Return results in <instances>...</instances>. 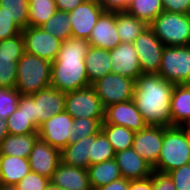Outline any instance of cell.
I'll use <instances>...</instances> for the list:
<instances>
[{
  "label": "cell",
  "instance_id": "obj_1",
  "mask_svg": "<svg viewBox=\"0 0 190 190\" xmlns=\"http://www.w3.org/2000/svg\"><path fill=\"white\" fill-rule=\"evenodd\" d=\"M174 87L159 74H141L135 80L133 101L148 126H172L170 104Z\"/></svg>",
  "mask_w": 190,
  "mask_h": 190
},
{
  "label": "cell",
  "instance_id": "obj_2",
  "mask_svg": "<svg viewBox=\"0 0 190 190\" xmlns=\"http://www.w3.org/2000/svg\"><path fill=\"white\" fill-rule=\"evenodd\" d=\"M89 46L88 40L74 37L62 42L51 65L50 86L65 93L91 86L84 61Z\"/></svg>",
  "mask_w": 190,
  "mask_h": 190
},
{
  "label": "cell",
  "instance_id": "obj_3",
  "mask_svg": "<svg viewBox=\"0 0 190 190\" xmlns=\"http://www.w3.org/2000/svg\"><path fill=\"white\" fill-rule=\"evenodd\" d=\"M50 61L24 53L17 62V81L15 88L21 95H32L50 86Z\"/></svg>",
  "mask_w": 190,
  "mask_h": 190
},
{
  "label": "cell",
  "instance_id": "obj_4",
  "mask_svg": "<svg viewBox=\"0 0 190 190\" xmlns=\"http://www.w3.org/2000/svg\"><path fill=\"white\" fill-rule=\"evenodd\" d=\"M190 163V146L178 126L163 127V144L153 170L168 173Z\"/></svg>",
  "mask_w": 190,
  "mask_h": 190
},
{
  "label": "cell",
  "instance_id": "obj_5",
  "mask_svg": "<svg viewBox=\"0 0 190 190\" xmlns=\"http://www.w3.org/2000/svg\"><path fill=\"white\" fill-rule=\"evenodd\" d=\"M149 27L164 46L190 45V14L163 11Z\"/></svg>",
  "mask_w": 190,
  "mask_h": 190
},
{
  "label": "cell",
  "instance_id": "obj_6",
  "mask_svg": "<svg viewBox=\"0 0 190 190\" xmlns=\"http://www.w3.org/2000/svg\"><path fill=\"white\" fill-rule=\"evenodd\" d=\"M158 74L175 85L190 84V45L165 46Z\"/></svg>",
  "mask_w": 190,
  "mask_h": 190
},
{
  "label": "cell",
  "instance_id": "obj_7",
  "mask_svg": "<svg viewBox=\"0 0 190 190\" xmlns=\"http://www.w3.org/2000/svg\"><path fill=\"white\" fill-rule=\"evenodd\" d=\"M65 111L73 118L104 119L105 107L95 89H84L65 93Z\"/></svg>",
  "mask_w": 190,
  "mask_h": 190
},
{
  "label": "cell",
  "instance_id": "obj_8",
  "mask_svg": "<svg viewBox=\"0 0 190 190\" xmlns=\"http://www.w3.org/2000/svg\"><path fill=\"white\" fill-rule=\"evenodd\" d=\"M103 106L125 102L133 99L135 80L110 72L91 85Z\"/></svg>",
  "mask_w": 190,
  "mask_h": 190
},
{
  "label": "cell",
  "instance_id": "obj_9",
  "mask_svg": "<svg viewBox=\"0 0 190 190\" xmlns=\"http://www.w3.org/2000/svg\"><path fill=\"white\" fill-rule=\"evenodd\" d=\"M73 118L63 111L52 115L38 129L39 138L60 151L68 144L79 141V136L71 131Z\"/></svg>",
  "mask_w": 190,
  "mask_h": 190
},
{
  "label": "cell",
  "instance_id": "obj_10",
  "mask_svg": "<svg viewBox=\"0 0 190 190\" xmlns=\"http://www.w3.org/2000/svg\"><path fill=\"white\" fill-rule=\"evenodd\" d=\"M25 53L22 33L0 41V86L15 88L17 62Z\"/></svg>",
  "mask_w": 190,
  "mask_h": 190
},
{
  "label": "cell",
  "instance_id": "obj_11",
  "mask_svg": "<svg viewBox=\"0 0 190 190\" xmlns=\"http://www.w3.org/2000/svg\"><path fill=\"white\" fill-rule=\"evenodd\" d=\"M133 44L138 54L142 74H158L165 46L153 30L150 27L146 28L134 40Z\"/></svg>",
  "mask_w": 190,
  "mask_h": 190
},
{
  "label": "cell",
  "instance_id": "obj_12",
  "mask_svg": "<svg viewBox=\"0 0 190 190\" xmlns=\"http://www.w3.org/2000/svg\"><path fill=\"white\" fill-rule=\"evenodd\" d=\"M25 52L54 62L61 48L62 40L45 32L41 27L27 26L22 29Z\"/></svg>",
  "mask_w": 190,
  "mask_h": 190
},
{
  "label": "cell",
  "instance_id": "obj_13",
  "mask_svg": "<svg viewBox=\"0 0 190 190\" xmlns=\"http://www.w3.org/2000/svg\"><path fill=\"white\" fill-rule=\"evenodd\" d=\"M104 11L98 2L85 0L74 10L68 12L72 37L88 40L91 31Z\"/></svg>",
  "mask_w": 190,
  "mask_h": 190
},
{
  "label": "cell",
  "instance_id": "obj_14",
  "mask_svg": "<svg viewBox=\"0 0 190 190\" xmlns=\"http://www.w3.org/2000/svg\"><path fill=\"white\" fill-rule=\"evenodd\" d=\"M32 95L35 125L38 129L52 115L65 111V92L48 86Z\"/></svg>",
  "mask_w": 190,
  "mask_h": 190
},
{
  "label": "cell",
  "instance_id": "obj_15",
  "mask_svg": "<svg viewBox=\"0 0 190 190\" xmlns=\"http://www.w3.org/2000/svg\"><path fill=\"white\" fill-rule=\"evenodd\" d=\"M102 124L124 126L134 132L143 130L148 126L133 99L107 106Z\"/></svg>",
  "mask_w": 190,
  "mask_h": 190
},
{
  "label": "cell",
  "instance_id": "obj_16",
  "mask_svg": "<svg viewBox=\"0 0 190 190\" xmlns=\"http://www.w3.org/2000/svg\"><path fill=\"white\" fill-rule=\"evenodd\" d=\"M162 144L163 127L147 126L135 133L132 149L154 167L158 161Z\"/></svg>",
  "mask_w": 190,
  "mask_h": 190
},
{
  "label": "cell",
  "instance_id": "obj_17",
  "mask_svg": "<svg viewBox=\"0 0 190 190\" xmlns=\"http://www.w3.org/2000/svg\"><path fill=\"white\" fill-rule=\"evenodd\" d=\"M28 159L31 171L51 179L61 162L60 150L38 138Z\"/></svg>",
  "mask_w": 190,
  "mask_h": 190
},
{
  "label": "cell",
  "instance_id": "obj_18",
  "mask_svg": "<svg viewBox=\"0 0 190 190\" xmlns=\"http://www.w3.org/2000/svg\"><path fill=\"white\" fill-rule=\"evenodd\" d=\"M112 72L136 80L141 74L139 58L133 43L118 44L109 51Z\"/></svg>",
  "mask_w": 190,
  "mask_h": 190
},
{
  "label": "cell",
  "instance_id": "obj_19",
  "mask_svg": "<svg viewBox=\"0 0 190 190\" xmlns=\"http://www.w3.org/2000/svg\"><path fill=\"white\" fill-rule=\"evenodd\" d=\"M89 45L112 50L121 43V39L116 27V12L104 11L88 39Z\"/></svg>",
  "mask_w": 190,
  "mask_h": 190
},
{
  "label": "cell",
  "instance_id": "obj_20",
  "mask_svg": "<svg viewBox=\"0 0 190 190\" xmlns=\"http://www.w3.org/2000/svg\"><path fill=\"white\" fill-rule=\"evenodd\" d=\"M114 159L125 179H144L152 175L153 167L132 148L115 153Z\"/></svg>",
  "mask_w": 190,
  "mask_h": 190
},
{
  "label": "cell",
  "instance_id": "obj_21",
  "mask_svg": "<svg viewBox=\"0 0 190 190\" xmlns=\"http://www.w3.org/2000/svg\"><path fill=\"white\" fill-rule=\"evenodd\" d=\"M50 181L63 190H92L87 169L60 162Z\"/></svg>",
  "mask_w": 190,
  "mask_h": 190
},
{
  "label": "cell",
  "instance_id": "obj_22",
  "mask_svg": "<svg viewBox=\"0 0 190 190\" xmlns=\"http://www.w3.org/2000/svg\"><path fill=\"white\" fill-rule=\"evenodd\" d=\"M84 61L90 85L112 72L109 50L89 46Z\"/></svg>",
  "mask_w": 190,
  "mask_h": 190
},
{
  "label": "cell",
  "instance_id": "obj_23",
  "mask_svg": "<svg viewBox=\"0 0 190 190\" xmlns=\"http://www.w3.org/2000/svg\"><path fill=\"white\" fill-rule=\"evenodd\" d=\"M30 171L28 158L0 155V179L2 184L16 185Z\"/></svg>",
  "mask_w": 190,
  "mask_h": 190
},
{
  "label": "cell",
  "instance_id": "obj_24",
  "mask_svg": "<svg viewBox=\"0 0 190 190\" xmlns=\"http://www.w3.org/2000/svg\"><path fill=\"white\" fill-rule=\"evenodd\" d=\"M91 155V135L68 144L60 151L61 162L68 166L87 169Z\"/></svg>",
  "mask_w": 190,
  "mask_h": 190
},
{
  "label": "cell",
  "instance_id": "obj_25",
  "mask_svg": "<svg viewBox=\"0 0 190 190\" xmlns=\"http://www.w3.org/2000/svg\"><path fill=\"white\" fill-rule=\"evenodd\" d=\"M170 106L172 126L190 122V84L175 85Z\"/></svg>",
  "mask_w": 190,
  "mask_h": 190
},
{
  "label": "cell",
  "instance_id": "obj_26",
  "mask_svg": "<svg viewBox=\"0 0 190 190\" xmlns=\"http://www.w3.org/2000/svg\"><path fill=\"white\" fill-rule=\"evenodd\" d=\"M38 138V133H30L26 135L8 134L0 144V155L29 158L30 152Z\"/></svg>",
  "mask_w": 190,
  "mask_h": 190
},
{
  "label": "cell",
  "instance_id": "obj_27",
  "mask_svg": "<svg viewBox=\"0 0 190 190\" xmlns=\"http://www.w3.org/2000/svg\"><path fill=\"white\" fill-rule=\"evenodd\" d=\"M87 171L92 190L122 178L120 167L115 159L90 165Z\"/></svg>",
  "mask_w": 190,
  "mask_h": 190
},
{
  "label": "cell",
  "instance_id": "obj_28",
  "mask_svg": "<svg viewBox=\"0 0 190 190\" xmlns=\"http://www.w3.org/2000/svg\"><path fill=\"white\" fill-rule=\"evenodd\" d=\"M116 27L121 42L133 43L149 25L126 11L116 12Z\"/></svg>",
  "mask_w": 190,
  "mask_h": 190
},
{
  "label": "cell",
  "instance_id": "obj_29",
  "mask_svg": "<svg viewBox=\"0 0 190 190\" xmlns=\"http://www.w3.org/2000/svg\"><path fill=\"white\" fill-rule=\"evenodd\" d=\"M162 0H131L126 12L150 25L163 12Z\"/></svg>",
  "mask_w": 190,
  "mask_h": 190
},
{
  "label": "cell",
  "instance_id": "obj_30",
  "mask_svg": "<svg viewBox=\"0 0 190 190\" xmlns=\"http://www.w3.org/2000/svg\"><path fill=\"white\" fill-rule=\"evenodd\" d=\"M102 131L112 144L115 153L132 148L136 132L114 124H102Z\"/></svg>",
  "mask_w": 190,
  "mask_h": 190
},
{
  "label": "cell",
  "instance_id": "obj_31",
  "mask_svg": "<svg viewBox=\"0 0 190 190\" xmlns=\"http://www.w3.org/2000/svg\"><path fill=\"white\" fill-rule=\"evenodd\" d=\"M28 26L40 27L57 11L55 0H28Z\"/></svg>",
  "mask_w": 190,
  "mask_h": 190
},
{
  "label": "cell",
  "instance_id": "obj_32",
  "mask_svg": "<svg viewBox=\"0 0 190 190\" xmlns=\"http://www.w3.org/2000/svg\"><path fill=\"white\" fill-rule=\"evenodd\" d=\"M115 158V151L105 133L101 130L96 135H91V155L89 166L99 164Z\"/></svg>",
  "mask_w": 190,
  "mask_h": 190
},
{
  "label": "cell",
  "instance_id": "obj_33",
  "mask_svg": "<svg viewBox=\"0 0 190 190\" xmlns=\"http://www.w3.org/2000/svg\"><path fill=\"white\" fill-rule=\"evenodd\" d=\"M45 32L55 38L66 41L72 37L68 12L57 10L56 13L40 26Z\"/></svg>",
  "mask_w": 190,
  "mask_h": 190
},
{
  "label": "cell",
  "instance_id": "obj_34",
  "mask_svg": "<svg viewBox=\"0 0 190 190\" xmlns=\"http://www.w3.org/2000/svg\"><path fill=\"white\" fill-rule=\"evenodd\" d=\"M0 7L21 29L28 26V0H0Z\"/></svg>",
  "mask_w": 190,
  "mask_h": 190
},
{
  "label": "cell",
  "instance_id": "obj_35",
  "mask_svg": "<svg viewBox=\"0 0 190 190\" xmlns=\"http://www.w3.org/2000/svg\"><path fill=\"white\" fill-rule=\"evenodd\" d=\"M7 126L11 135L38 133L37 126L28 118L23 109H17L7 118Z\"/></svg>",
  "mask_w": 190,
  "mask_h": 190
},
{
  "label": "cell",
  "instance_id": "obj_36",
  "mask_svg": "<svg viewBox=\"0 0 190 190\" xmlns=\"http://www.w3.org/2000/svg\"><path fill=\"white\" fill-rule=\"evenodd\" d=\"M20 95L16 88L0 86V119L7 120L17 109Z\"/></svg>",
  "mask_w": 190,
  "mask_h": 190
},
{
  "label": "cell",
  "instance_id": "obj_37",
  "mask_svg": "<svg viewBox=\"0 0 190 190\" xmlns=\"http://www.w3.org/2000/svg\"><path fill=\"white\" fill-rule=\"evenodd\" d=\"M104 119L75 118L71 131L79 136V140L90 135H96L102 130Z\"/></svg>",
  "mask_w": 190,
  "mask_h": 190
},
{
  "label": "cell",
  "instance_id": "obj_38",
  "mask_svg": "<svg viewBox=\"0 0 190 190\" xmlns=\"http://www.w3.org/2000/svg\"><path fill=\"white\" fill-rule=\"evenodd\" d=\"M49 182V178L30 171L16 186L18 190H44Z\"/></svg>",
  "mask_w": 190,
  "mask_h": 190
},
{
  "label": "cell",
  "instance_id": "obj_39",
  "mask_svg": "<svg viewBox=\"0 0 190 190\" xmlns=\"http://www.w3.org/2000/svg\"><path fill=\"white\" fill-rule=\"evenodd\" d=\"M176 190H190V163L168 172Z\"/></svg>",
  "mask_w": 190,
  "mask_h": 190
},
{
  "label": "cell",
  "instance_id": "obj_40",
  "mask_svg": "<svg viewBox=\"0 0 190 190\" xmlns=\"http://www.w3.org/2000/svg\"><path fill=\"white\" fill-rule=\"evenodd\" d=\"M22 32V29L0 7V41L14 37Z\"/></svg>",
  "mask_w": 190,
  "mask_h": 190
},
{
  "label": "cell",
  "instance_id": "obj_41",
  "mask_svg": "<svg viewBox=\"0 0 190 190\" xmlns=\"http://www.w3.org/2000/svg\"><path fill=\"white\" fill-rule=\"evenodd\" d=\"M152 190H176V187L168 173L153 170Z\"/></svg>",
  "mask_w": 190,
  "mask_h": 190
},
{
  "label": "cell",
  "instance_id": "obj_42",
  "mask_svg": "<svg viewBox=\"0 0 190 190\" xmlns=\"http://www.w3.org/2000/svg\"><path fill=\"white\" fill-rule=\"evenodd\" d=\"M164 11L190 14V0H162Z\"/></svg>",
  "mask_w": 190,
  "mask_h": 190
},
{
  "label": "cell",
  "instance_id": "obj_43",
  "mask_svg": "<svg viewBox=\"0 0 190 190\" xmlns=\"http://www.w3.org/2000/svg\"><path fill=\"white\" fill-rule=\"evenodd\" d=\"M131 0H99L98 3L105 11L122 12L126 11Z\"/></svg>",
  "mask_w": 190,
  "mask_h": 190
},
{
  "label": "cell",
  "instance_id": "obj_44",
  "mask_svg": "<svg viewBox=\"0 0 190 190\" xmlns=\"http://www.w3.org/2000/svg\"><path fill=\"white\" fill-rule=\"evenodd\" d=\"M19 109L27 114L28 118L35 124V116L33 111V95H20L18 106Z\"/></svg>",
  "mask_w": 190,
  "mask_h": 190
},
{
  "label": "cell",
  "instance_id": "obj_45",
  "mask_svg": "<svg viewBox=\"0 0 190 190\" xmlns=\"http://www.w3.org/2000/svg\"><path fill=\"white\" fill-rule=\"evenodd\" d=\"M129 190H152V175L144 179L129 180Z\"/></svg>",
  "mask_w": 190,
  "mask_h": 190
},
{
  "label": "cell",
  "instance_id": "obj_46",
  "mask_svg": "<svg viewBox=\"0 0 190 190\" xmlns=\"http://www.w3.org/2000/svg\"><path fill=\"white\" fill-rule=\"evenodd\" d=\"M94 190H129V180L122 177Z\"/></svg>",
  "mask_w": 190,
  "mask_h": 190
},
{
  "label": "cell",
  "instance_id": "obj_47",
  "mask_svg": "<svg viewBox=\"0 0 190 190\" xmlns=\"http://www.w3.org/2000/svg\"><path fill=\"white\" fill-rule=\"evenodd\" d=\"M85 0H55L56 8L59 11L70 12Z\"/></svg>",
  "mask_w": 190,
  "mask_h": 190
},
{
  "label": "cell",
  "instance_id": "obj_48",
  "mask_svg": "<svg viewBox=\"0 0 190 190\" xmlns=\"http://www.w3.org/2000/svg\"><path fill=\"white\" fill-rule=\"evenodd\" d=\"M9 134L7 120L0 119V144L2 140Z\"/></svg>",
  "mask_w": 190,
  "mask_h": 190
},
{
  "label": "cell",
  "instance_id": "obj_49",
  "mask_svg": "<svg viewBox=\"0 0 190 190\" xmlns=\"http://www.w3.org/2000/svg\"><path fill=\"white\" fill-rule=\"evenodd\" d=\"M178 127L183 131L186 141L190 146V122L182 123Z\"/></svg>",
  "mask_w": 190,
  "mask_h": 190
},
{
  "label": "cell",
  "instance_id": "obj_50",
  "mask_svg": "<svg viewBox=\"0 0 190 190\" xmlns=\"http://www.w3.org/2000/svg\"><path fill=\"white\" fill-rule=\"evenodd\" d=\"M0 190H18L16 185L0 184Z\"/></svg>",
  "mask_w": 190,
  "mask_h": 190
},
{
  "label": "cell",
  "instance_id": "obj_51",
  "mask_svg": "<svg viewBox=\"0 0 190 190\" xmlns=\"http://www.w3.org/2000/svg\"><path fill=\"white\" fill-rule=\"evenodd\" d=\"M44 190H63L57 186H55L51 181L47 185V187Z\"/></svg>",
  "mask_w": 190,
  "mask_h": 190
}]
</instances>
